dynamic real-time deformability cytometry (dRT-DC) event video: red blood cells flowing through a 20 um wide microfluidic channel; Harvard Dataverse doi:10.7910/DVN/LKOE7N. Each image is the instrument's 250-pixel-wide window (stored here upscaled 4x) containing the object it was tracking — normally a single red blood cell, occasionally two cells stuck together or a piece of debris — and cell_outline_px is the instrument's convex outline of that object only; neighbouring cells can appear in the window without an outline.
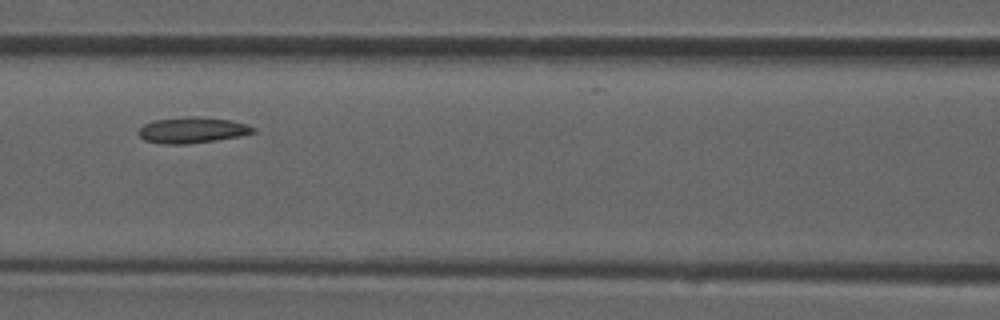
{"species": "common noctule bat (a hibernating species)", "species_latin": "Nyctalus noctula", "temperature_condition": "room temperature", "stored_images_in_passage": 24, "camera_frame_rate_fps": 3000, "um_per_image_px": 0.085, "animal": {"sex": "male", "forearm_length_mm": 52.5}, "frame": {"image": 1, "passage_image": 7, "time_ms": 2.0, "image_size_px": [1000, 320], "cell_outline_px": [[256, 132], [240, 136], [216, 140], [188, 144], [160, 144], [144, 140], [136, 132], [144, 124], [152, 120], [188, 116], [196, 116], [228, 120], [248, 124], [256, 128]], "centroid_in_image_um": [16.32, 11.06], "position_along_channel_um": 150.3, "area_um2": 17.51}}
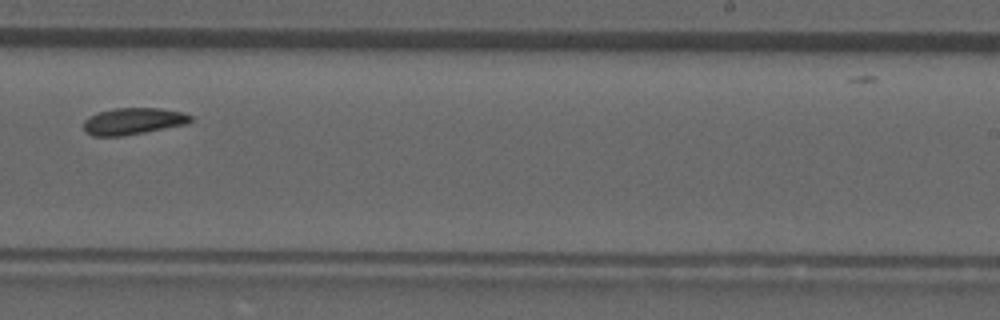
{"frame": {"image": 2, "passage_image": 14, "time_ms": 4.333, "image_size_px": [1000, 320], "cell_outline_px": [[192, 120], [188, 124], [124, 136], [92, 136], [84, 132], [84, 120], [88, 116], [100, 112], [116, 108], [160, 108], [184, 112], [192, 116]], "centroid_in_image_um": [11.33, 10.31], "position_along_channel_um": 277.7, "area_um2": 16.82}}